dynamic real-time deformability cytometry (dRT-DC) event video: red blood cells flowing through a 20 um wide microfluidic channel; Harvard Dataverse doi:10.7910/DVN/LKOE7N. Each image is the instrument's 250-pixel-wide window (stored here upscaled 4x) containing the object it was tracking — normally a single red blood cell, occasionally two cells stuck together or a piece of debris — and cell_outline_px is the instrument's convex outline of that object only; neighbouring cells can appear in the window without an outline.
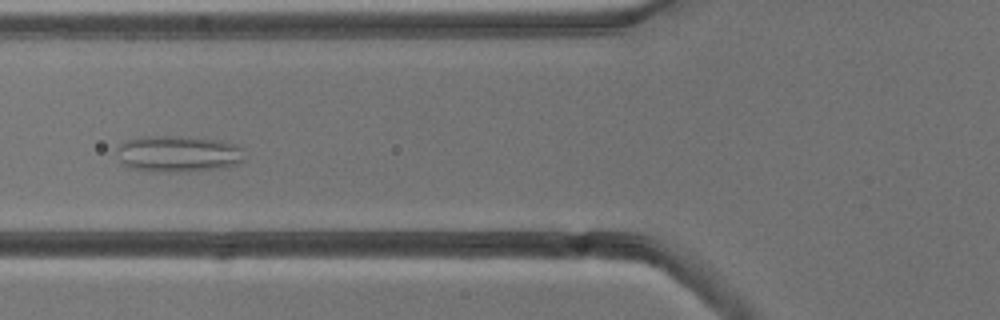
{"species": "common noctule bat (a hibernating species)", "species_latin": "Nyctalus noctula", "temperature_condition": "cold", "stored_images_in_passage": 7, "camera_frame_rate_fps": 3000, "um_per_image_px": 0.085, "animal": {"sex": "male", "body_mass_g": 13.3}, "frame": {"image": 1, "passage_image": 5, "time_ms": 4.667, "image_size_px": [1000, 320], "cell_outline_px": [[244, 160], [240, 164], [224, 168], [172, 172], [156, 172], [128, 168], [120, 160], [116, 148], [124, 140], [140, 136], [188, 136], [216, 140], [232, 144], [240, 148]], "centroid_in_image_um": [15.09, 13.07], "position_along_channel_um": 110.7, "area_um2": 27.28}}